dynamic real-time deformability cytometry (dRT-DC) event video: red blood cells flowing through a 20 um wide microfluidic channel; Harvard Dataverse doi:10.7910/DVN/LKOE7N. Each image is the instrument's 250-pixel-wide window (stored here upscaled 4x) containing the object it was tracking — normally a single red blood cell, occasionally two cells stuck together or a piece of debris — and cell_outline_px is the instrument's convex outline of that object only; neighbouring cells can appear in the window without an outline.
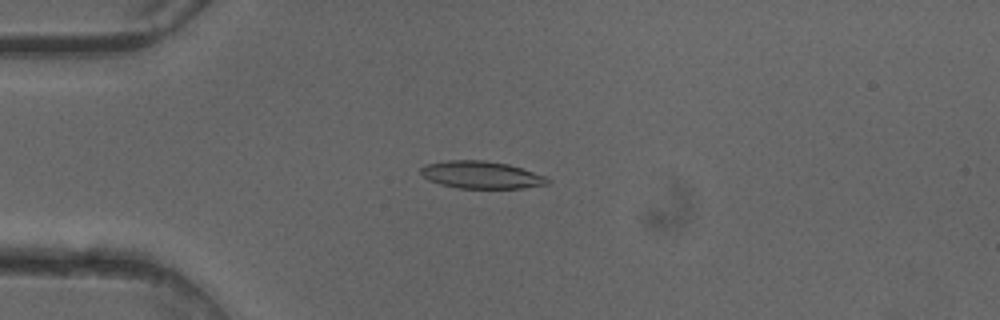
{"species": "common noctule bat (a hibernating species)", "species_latin": "Nyctalus noctula", "temperature_condition": "cold", "stored_images_in_passage": 20, "camera_frame_rate_fps": 3000, "um_per_image_px": 0.085, "animal": {"sex": "female"}, "frame": {"image": 1, "passage_image": 6, "time_ms": 1.667, "image_size_px": [1000, 320], "cell_outline_px": [[552, 180], [548, 184], [524, 188], [460, 188], [440, 184], [428, 180], [420, 172], [420, 168], [424, 164], [444, 160], [484, 160], [508, 164], [544, 176]], "centroid_in_image_um": [40.87, 14.86], "position_along_channel_um": 44.1, "area_um2": 20.23}}
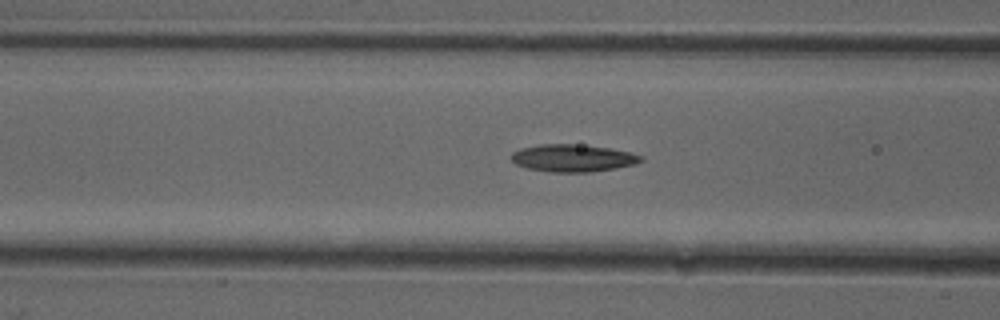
{"frame": {"image": 2, "passage_image": 13, "time_ms": 4.0, "image_size_px": [1000, 320], "cell_outline_px": [[644, 160], [636, 164], [616, 168], [592, 172], [548, 172], [528, 168], [516, 164], [512, 160], [512, 152], [520, 148], [540, 144], [572, 144], [608, 148], [632, 152], [644, 156]], "centroid_in_image_um": [48.73, 13.44], "position_along_channel_um": 117.9, "area_um2": 20.75}}
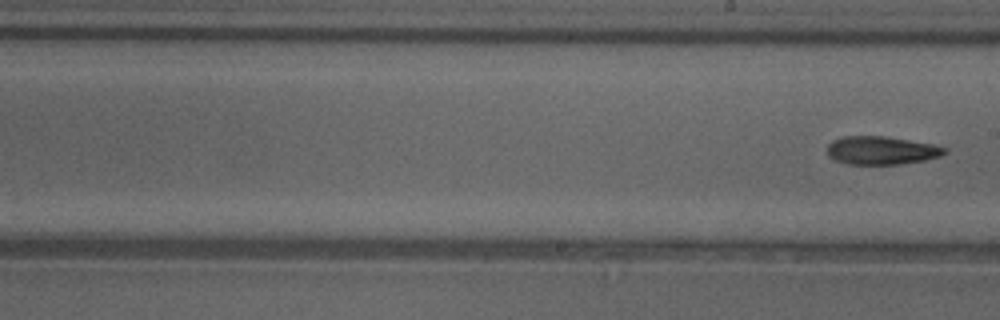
{"frame": {"image": 3, "passage_image": 20, "time_ms": 6.333, "image_size_px": [1000, 320], "cell_outline_px": [[948, 152], [940, 156], [924, 160], [900, 164], [848, 164], [836, 160], [828, 156], [828, 144], [832, 140], [844, 136], [884, 136], [932, 144], [948, 148]], "centroid_in_image_um": [74.92, 12.78], "position_along_channel_um": 214.1, "area_um2": 19.25}}